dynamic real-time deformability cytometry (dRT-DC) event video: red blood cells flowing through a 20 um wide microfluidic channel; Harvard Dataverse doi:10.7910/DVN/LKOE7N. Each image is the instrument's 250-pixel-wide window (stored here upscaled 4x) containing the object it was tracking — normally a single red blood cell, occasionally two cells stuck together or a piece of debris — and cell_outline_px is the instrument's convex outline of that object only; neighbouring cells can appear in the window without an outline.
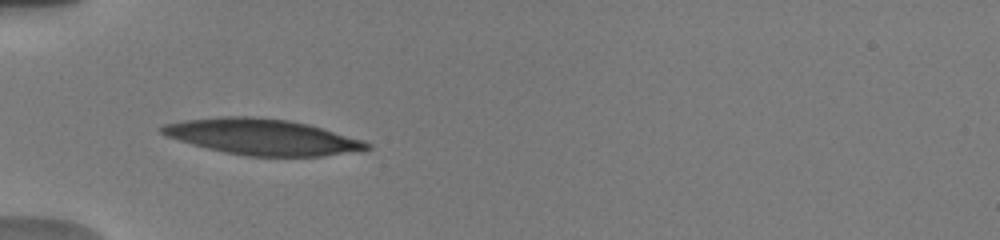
{"species": "human", "species_latin": "Homo sapiens", "temperature_condition": "warm", "stored_images_in_passage": 38, "camera_frame_rate_fps": 3000, "um_per_image_px": 0.085, "donor": {"sex": "male"}, "frame": {"image": 1, "passage_image": 8, "time_ms": 5.333, "image_size_px": [1000, 240], "cell_outline_px": [[372, 148], [364, 152], [320, 156], [248, 156], [224, 152], [192, 144], [168, 136], [160, 132], [156, 128], [160, 124], [184, 120], [220, 116], [252, 116], [288, 120], [308, 124], [364, 140], [372, 144]], "centroid_in_image_um": [22.33, 11.63], "position_along_channel_um": 62.7, "area_um2": 43.23}}
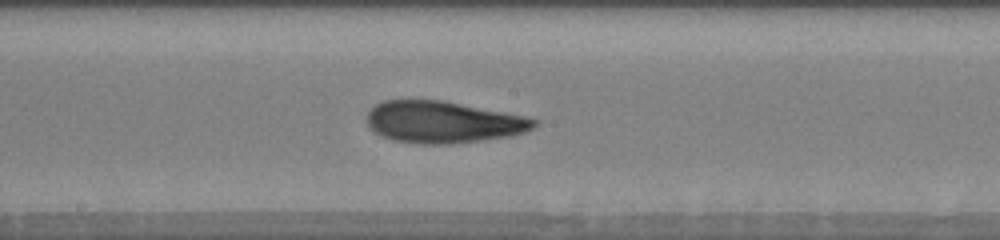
{"frame": {"image": 2, "passage_image": 18, "time_ms": 9.333, "image_size_px": [1000, 240], "cell_outline_px": [[536, 124], [532, 128], [524, 132], [508, 136], [448, 144], [428, 144], [392, 140], [380, 136], [368, 128], [368, 112], [376, 104], [384, 100], [440, 100], [524, 116], [536, 120]], "centroid_in_image_um": [37.59, 10.38], "position_along_channel_um": 210.6, "area_um2": 40.11}}
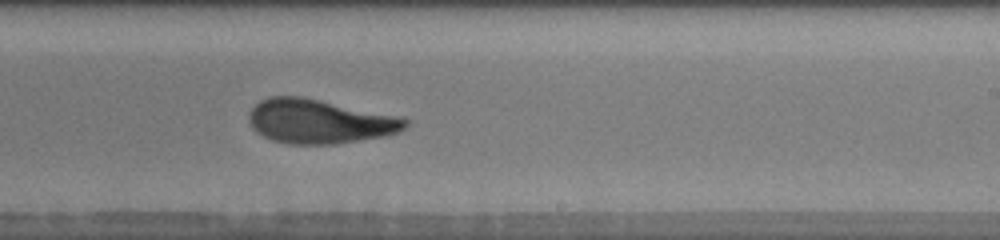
{"frame": {"image": 3, "passage_image": 22, "time_ms": 10.667, "image_size_px": [1000, 240], "cell_outline_px": [[408, 124], [400, 132], [384, 136], [336, 144], [288, 144], [272, 140], [256, 132], [252, 128], [248, 120], [248, 116], [252, 108], [260, 100], [268, 96], [300, 96], [320, 100], [392, 116], [408, 120]], "centroid_in_image_um": [27.07, 10.33], "position_along_channel_um": 261.9, "area_um2": 39.77}, "authors_computed_cell_mechanics": {"area_um2": 40.8068, "velocity_mm_per_s": 3.8674, "shape_relaxation_time_tau1_ms": 4.4102, "shape_relaxation_time_tau2_ms": 1.9994, "deformation_change_tau1": 0.1982, "deformation_change_tau2": 0.1021}}